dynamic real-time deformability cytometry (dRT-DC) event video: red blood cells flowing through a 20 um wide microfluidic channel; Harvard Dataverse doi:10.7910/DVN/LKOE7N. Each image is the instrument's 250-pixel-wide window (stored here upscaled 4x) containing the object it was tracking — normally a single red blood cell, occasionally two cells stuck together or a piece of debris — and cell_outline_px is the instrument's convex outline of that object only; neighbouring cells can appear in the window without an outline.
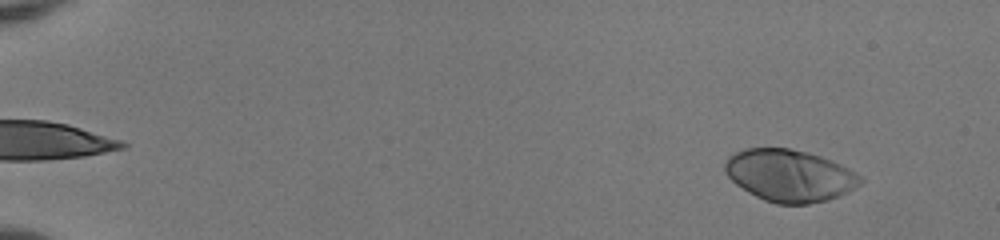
{"species": "human", "species_latin": "Homo sapiens", "temperature_condition": "room temperature", "stored_images_in_passage": 53, "camera_frame_rate_fps": 3000, "um_per_image_px": 0.085, "donor": {"sex": "female"}, "frame": {"image": 1, "passage_image": 5, "time_ms": 1.333, "image_size_px": [1000, 240], "cell_outline_px": [[864, 180], [856, 188], [848, 192], [828, 200], [808, 204], [776, 204], [764, 200], [748, 192], [736, 184], [724, 172], [724, 164], [728, 156], [744, 148], [788, 148], [808, 152], [832, 160], [856, 172]], "centroid_in_image_um": [67.12, 14.92], "position_along_channel_um": 17.9, "area_um2": 41.27}}
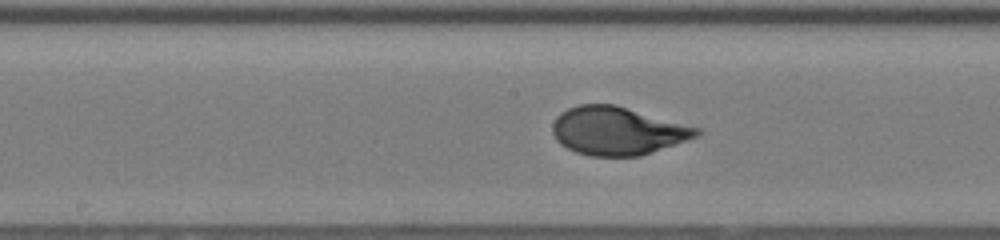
{"frame": {"image": 2, "passage_image": 30, "time_ms": 9.667, "image_size_px": [1000, 240], "cell_outline_px": [[700, 136], [640, 156], [592, 156], [576, 152], [560, 144], [556, 140], [552, 132], [552, 124], [556, 116], [560, 112], [568, 108], [580, 104], [616, 104], [700, 128]], "centroid_in_image_um": [52.48, 11.12], "position_along_channel_um": 195.7, "area_um2": 40.58}}
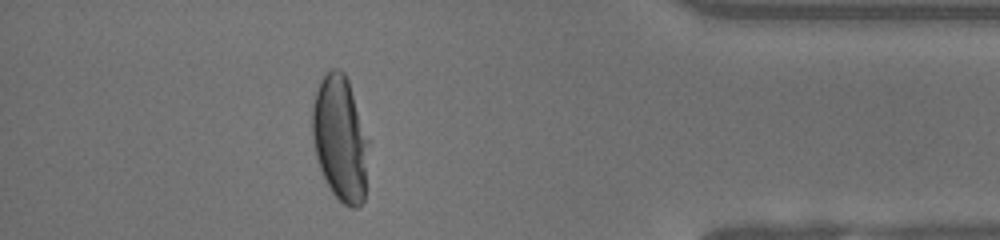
{"frame": {"image": 3, "passage_image": 48, "time_ms": 15.667, "image_size_px": [1000, 240], "cell_outline_px": [[372, 140], [364, 200], [356, 208], [352, 208], [344, 204], [332, 192], [320, 168], [316, 156], [312, 140], [312, 108], [316, 92], [320, 80], [332, 68], [340, 68], [344, 72], [348, 80]], "centroid_in_image_um": [28.98, 11.77], "position_along_channel_um": 406.2, "area_um2": 42.25}, "authors_computed_cell_mechanics": {"area_um2": 40.2288, "velocity_mm_per_s": 3.9911, "shape_relaxation_time_tau1_ms": 4.1171, "shape_relaxation_time_tau2_ms": null, "deformation_change_tau1": 0.2214, "deformation_change_tau2": null}}